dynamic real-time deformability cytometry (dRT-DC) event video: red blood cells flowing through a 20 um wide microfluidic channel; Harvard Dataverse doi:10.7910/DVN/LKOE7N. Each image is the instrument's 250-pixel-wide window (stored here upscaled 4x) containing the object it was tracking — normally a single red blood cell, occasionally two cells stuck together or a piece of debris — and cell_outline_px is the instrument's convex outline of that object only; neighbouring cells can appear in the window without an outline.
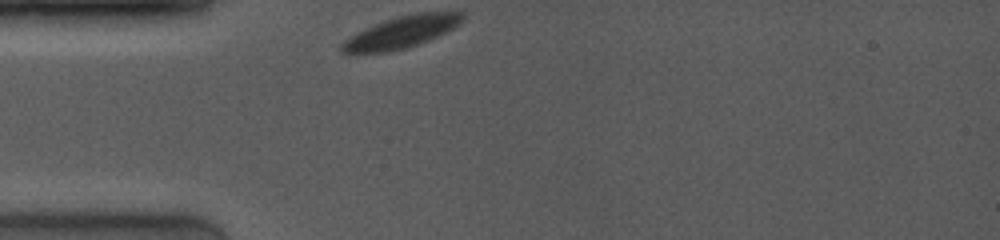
{"species": "common noctule bat (a hibernating species)", "species_latin": "Nyctalus noctula", "temperature_condition": "room temperature", "stored_images_in_passage": 27, "camera_frame_rate_fps": 4000, "um_per_image_px": 0.085, "animal": {"sex": "female", "body_mass_g": 19.0, "forearm_length_mm": 53.3}, "frame": {"image": 1, "passage_image": 1, "time_ms": 0.0, "image_size_px": [1000, 240], "cell_outline_px": [[464, 20], [460, 24], [428, 40], [408, 48], [388, 52], [356, 56], [348, 56], [340, 52], [340, 44], [348, 36], [384, 20], [396, 16], [416, 12], [464, 12]], "centroid_in_image_um": [33.99, 2.78], "position_along_channel_um": 51.0, "area_um2": 23.12}}
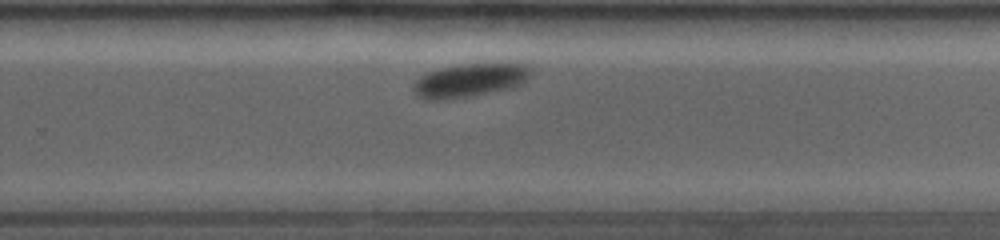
{"frame": {"image": 2, "passage_image": 19, "time_ms": 6.75, "image_size_px": [1000, 240], "cell_outline_px": [[532, 76], [520, 84], [512, 88], [464, 96], [436, 100], [428, 100], [416, 96], [412, 88], [412, 84], [420, 76], [428, 72], [440, 68], [460, 64], [524, 64], [532, 68]], "centroid_in_image_um": [39.91, 6.81], "position_along_channel_um": 289.9, "area_um2": 22.66}}
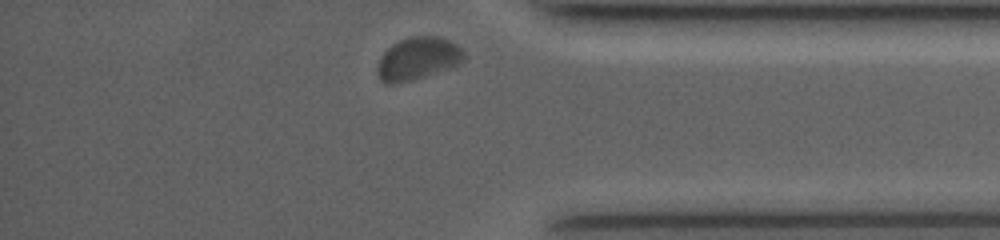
{"frame": {"image": 3, "passage_image": 27, "time_ms": 9.75, "image_size_px": [1000, 240], "cell_outline_px": [[464, 60], [460, 64], [412, 80], [396, 84], [388, 84], [380, 80], [376, 72], [376, 68], [380, 56], [392, 44], [408, 36], [440, 36], [456, 44], [464, 52]], "centroid_in_image_um": [35.48, 4.98], "position_along_channel_um": 399.7, "area_um2": 21.56}, "authors_computed_cell_mechanics": {"area_um2": 23.2356, "velocity_mm_per_s": 3.6988, "shape_relaxation_time_tau1_ms": 3.0679, "shape_relaxation_time_tau2_ms": null, "deformation_change_tau1": 0.0994, "deformation_change_tau2": null}}